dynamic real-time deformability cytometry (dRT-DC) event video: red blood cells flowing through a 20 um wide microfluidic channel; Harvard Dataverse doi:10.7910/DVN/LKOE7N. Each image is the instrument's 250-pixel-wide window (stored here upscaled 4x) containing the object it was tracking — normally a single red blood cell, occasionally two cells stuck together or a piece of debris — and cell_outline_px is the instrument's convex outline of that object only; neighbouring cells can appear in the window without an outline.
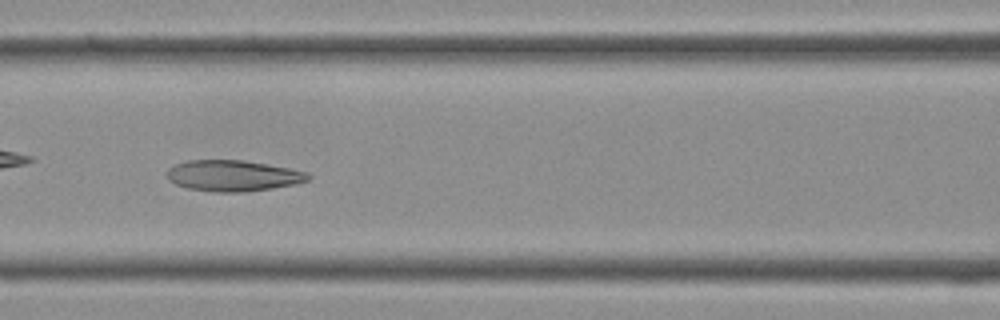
{"species": "Egyptian fruit bat (a non-hibernating species)", "species_latin": "Rousettus aegyptiacus", "temperature_condition": "cold", "stored_images_in_passage": 31, "camera_frame_rate_fps": 3000, "um_per_image_px": 0.085, "frame": {"image": 1, "passage_image": 9, "time_ms": 2.667, "image_size_px": [1000, 320], "cell_outline_px": [[312, 176], [308, 180], [296, 184], [272, 188], [240, 192], [212, 192], [188, 188], [176, 184], [168, 180], [168, 168], [176, 164], [188, 160], [244, 160], [288, 168], [308, 172]], "centroid_in_image_um": [19.81, 14.93], "position_along_channel_um": 146.8, "area_um2": 25.43}}
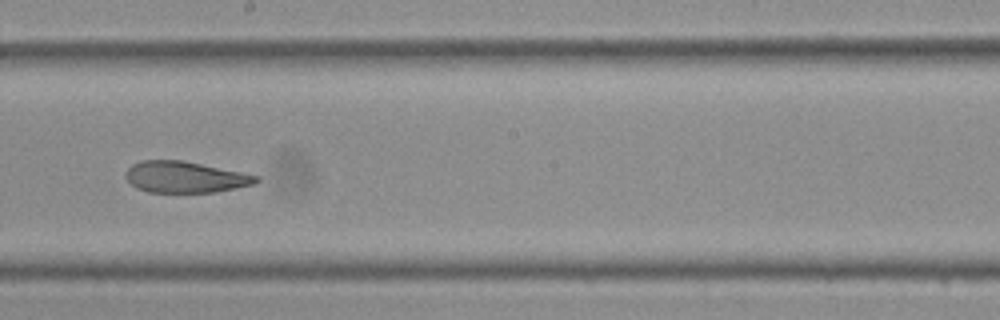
{"frame": {"image": 2, "passage_image": 14, "time_ms": 4.333, "image_size_px": [1000, 320], "cell_outline_px": [[260, 180], [256, 184], [216, 192], [148, 192], [136, 188], [124, 176], [128, 168], [132, 164], [144, 160], [184, 160], [260, 176]], "centroid_in_image_um": [15.76, 15.05], "position_along_channel_um": 232.4, "area_um2": 23.87}}
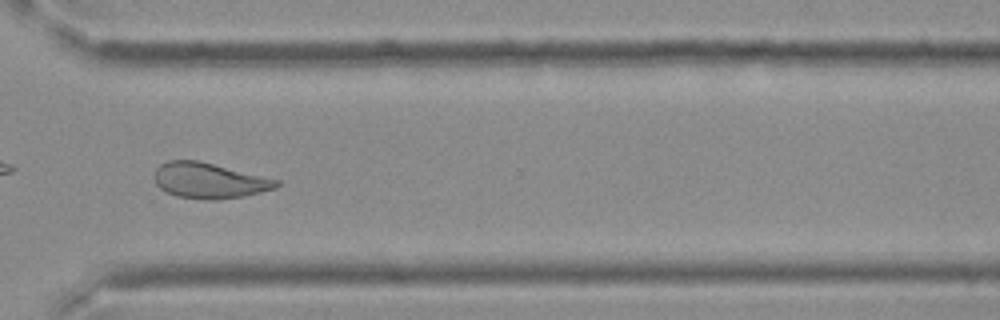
{"frame": {"image": 3, "passage_image": 21, "time_ms": 6.667, "image_size_px": [1000, 320], "cell_outline_px": [[280, 184], [276, 188], [244, 196], [216, 200], [204, 200], [176, 196], [160, 188], [156, 184], [152, 176], [156, 168], [160, 164], [168, 160], [196, 160], [280, 180]], "centroid_in_image_um": [17.75, 15.35], "position_along_channel_um": 352.9, "area_um2": 25.32}}